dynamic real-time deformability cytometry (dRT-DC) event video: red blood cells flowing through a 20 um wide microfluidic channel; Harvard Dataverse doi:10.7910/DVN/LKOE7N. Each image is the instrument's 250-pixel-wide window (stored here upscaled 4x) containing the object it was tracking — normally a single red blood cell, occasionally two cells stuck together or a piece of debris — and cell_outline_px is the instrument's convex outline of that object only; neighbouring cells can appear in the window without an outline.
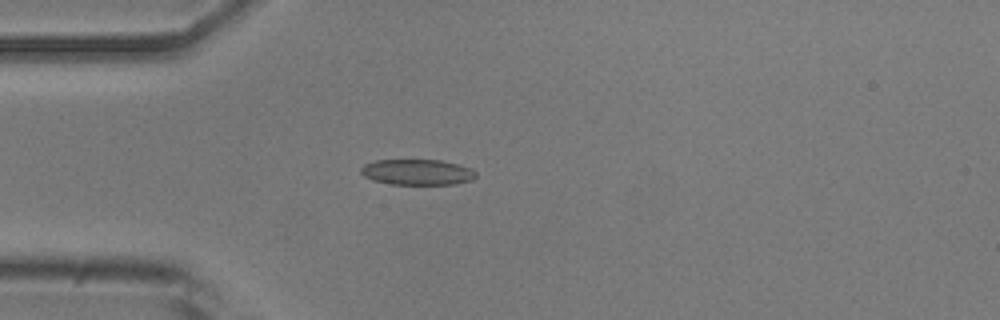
{"species": "common noctule bat (a hibernating species)", "species_latin": "Nyctalus noctula", "temperature_condition": "room temperature", "stored_images_in_passage": 3, "camera_frame_rate_fps": 3000, "um_per_image_px": 0.085, "animal": {"sex": "male", "body_mass_g": 20.5, "forearm_length_mm": 52.5}, "frame": {"image": 1, "passage_image": 3, "time_ms": 0.667, "image_size_px": [1000, 320], "cell_outline_px": [[476, 176], [472, 180], [456, 184], [392, 184], [372, 180], [364, 176], [360, 172], [360, 168], [364, 164], [376, 160], [440, 160], [472, 168], [476, 172]], "centroid_in_image_um": [35.46, 14.63], "position_along_channel_um": 49.5, "area_um2": 17.22}}